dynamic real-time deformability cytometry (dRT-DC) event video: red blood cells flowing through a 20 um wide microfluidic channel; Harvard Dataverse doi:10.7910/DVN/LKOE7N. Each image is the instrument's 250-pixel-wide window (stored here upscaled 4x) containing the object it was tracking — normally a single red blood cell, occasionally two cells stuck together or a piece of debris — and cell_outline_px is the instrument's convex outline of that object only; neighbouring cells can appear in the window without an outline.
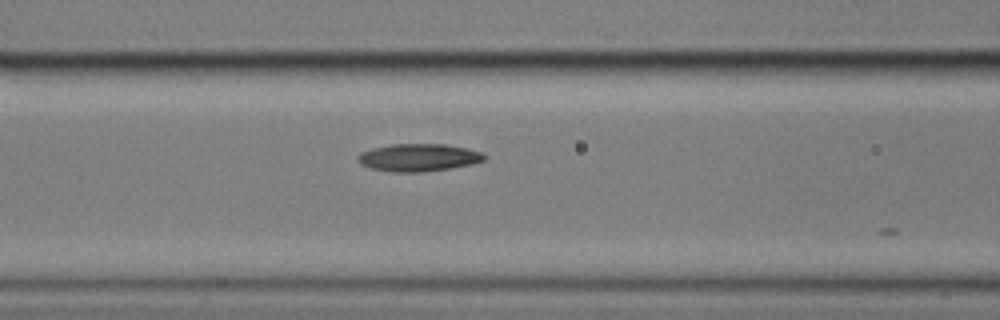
{"species": "common noctule bat (a hibernating species)", "species_latin": "Nyctalus noctula", "temperature_condition": "cold", "stored_images_in_passage": 9, "camera_frame_rate_fps": 3000, "um_per_image_px": 0.085, "animal": {"sex": "male", "body_mass_g": 17.9}, "frame": {"image": 1, "passage_image": 5, "time_ms": 1.333, "image_size_px": [1000, 320], "cell_outline_px": [[488, 156], [484, 160], [472, 164], [452, 168], [424, 172], [392, 172], [372, 168], [360, 164], [356, 160], [356, 156], [360, 152], [372, 148], [392, 144], [444, 144], [468, 148], [480, 152]], "centroid_in_image_um": [35.56, 13.39], "position_along_channel_um": 131.0, "area_um2": 20.52}}
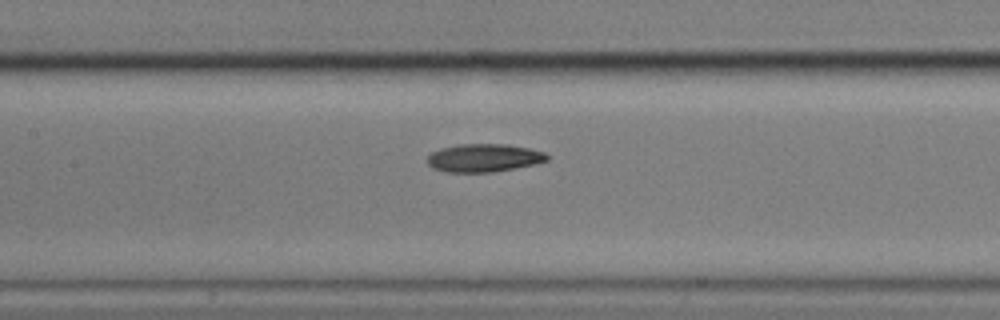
{"frame": {"image": 2, "passage_image": 8, "time_ms": 2.333, "image_size_px": [1000, 320], "cell_outline_px": [[548, 160], [516, 168], [492, 172], [444, 172], [432, 168], [428, 164], [428, 156], [432, 152], [440, 148], [456, 144], [508, 144], [528, 148], [544, 152], [548, 156]], "centroid_in_image_um": [41.09, 13.42], "position_along_channel_um": 166.3, "area_um2": 19.59}}